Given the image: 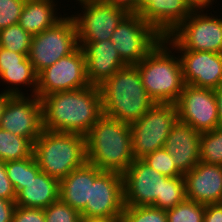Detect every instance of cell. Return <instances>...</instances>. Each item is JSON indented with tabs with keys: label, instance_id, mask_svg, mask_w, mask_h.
<instances>
[{
	"label": "cell",
	"instance_id": "cell-1",
	"mask_svg": "<svg viewBox=\"0 0 222 222\" xmlns=\"http://www.w3.org/2000/svg\"><path fill=\"white\" fill-rule=\"evenodd\" d=\"M43 129L86 135L103 114L99 86L61 91L41 98Z\"/></svg>",
	"mask_w": 222,
	"mask_h": 222
},
{
	"label": "cell",
	"instance_id": "cell-2",
	"mask_svg": "<svg viewBox=\"0 0 222 222\" xmlns=\"http://www.w3.org/2000/svg\"><path fill=\"white\" fill-rule=\"evenodd\" d=\"M86 160L101 171L124 174L135 160L130 125L102 114L85 135Z\"/></svg>",
	"mask_w": 222,
	"mask_h": 222
},
{
	"label": "cell",
	"instance_id": "cell-3",
	"mask_svg": "<svg viewBox=\"0 0 222 222\" xmlns=\"http://www.w3.org/2000/svg\"><path fill=\"white\" fill-rule=\"evenodd\" d=\"M103 114L131 124L141 118L155 102L142 84L136 65H126L99 86Z\"/></svg>",
	"mask_w": 222,
	"mask_h": 222
},
{
	"label": "cell",
	"instance_id": "cell-4",
	"mask_svg": "<svg viewBox=\"0 0 222 222\" xmlns=\"http://www.w3.org/2000/svg\"><path fill=\"white\" fill-rule=\"evenodd\" d=\"M173 51V47L162 38L136 64L142 84L155 103L175 104L185 86L179 55L176 57Z\"/></svg>",
	"mask_w": 222,
	"mask_h": 222
},
{
	"label": "cell",
	"instance_id": "cell-5",
	"mask_svg": "<svg viewBox=\"0 0 222 222\" xmlns=\"http://www.w3.org/2000/svg\"><path fill=\"white\" fill-rule=\"evenodd\" d=\"M33 154L40 170L60 181L87 161L85 136L43 129Z\"/></svg>",
	"mask_w": 222,
	"mask_h": 222
},
{
	"label": "cell",
	"instance_id": "cell-6",
	"mask_svg": "<svg viewBox=\"0 0 222 222\" xmlns=\"http://www.w3.org/2000/svg\"><path fill=\"white\" fill-rule=\"evenodd\" d=\"M77 47L75 20L72 15L62 16L53 26L32 36L28 58L38 74L60 58L72 53Z\"/></svg>",
	"mask_w": 222,
	"mask_h": 222
},
{
	"label": "cell",
	"instance_id": "cell-7",
	"mask_svg": "<svg viewBox=\"0 0 222 222\" xmlns=\"http://www.w3.org/2000/svg\"><path fill=\"white\" fill-rule=\"evenodd\" d=\"M177 120L175 104L155 103L141 118L129 124L134 159H143L155 150L164 148Z\"/></svg>",
	"mask_w": 222,
	"mask_h": 222
},
{
	"label": "cell",
	"instance_id": "cell-8",
	"mask_svg": "<svg viewBox=\"0 0 222 222\" xmlns=\"http://www.w3.org/2000/svg\"><path fill=\"white\" fill-rule=\"evenodd\" d=\"M203 11L193 10L164 38L173 49L222 53V18L207 15V11L206 14Z\"/></svg>",
	"mask_w": 222,
	"mask_h": 222
},
{
	"label": "cell",
	"instance_id": "cell-9",
	"mask_svg": "<svg viewBox=\"0 0 222 222\" xmlns=\"http://www.w3.org/2000/svg\"><path fill=\"white\" fill-rule=\"evenodd\" d=\"M162 38L140 14L128 13L118 24L110 40L127 65H136Z\"/></svg>",
	"mask_w": 222,
	"mask_h": 222
},
{
	"label": "cell",
	"instance_id": "cell-10",
	"mask_svg": "<svg viewBox=\"0 0 222 222\" xmlns=\"http://www.w3.org/2000/svg\"><path fill=\"white\" fill-rule=\"evenodd\" d=\"M89 85L85 55L78 46L72 53L38 73L36 96L41 99L52 93L82 89Z\"/></svg>",
	"mask_w": 222,
	"mask_h": 222
},
{
	"label": "cell",
	"instance_id": "cell-11",
	"mask_svg": "<svg viewBox=\"0 0 222 222\" xmlns=\"http://www.w3.org/2000/svg\"><path fill=\"white\" fill-rule=\"evenodd\" d=\"M175 106L178 120L192 126L200 133L212 131L220 126L213 89L185 84Z\"/></svg>",
	"mask_w": 222,
	"mask_h": 222
},
{
	"label": "cell",
	"instance_id": "cell-12",
	"mask_svg": "<svg viewBox=\"0 0 222 222\" xmlns=\"http://www.w3.org/2000/svg\"><path fill=\"white\" fill-rule=\"evenodd\" d=\"M82 14L72 15L78 36V46L83 43L110 40L113 32L128 12L106 2L81 5Z\"/></svg>",
	"mask_w": 222,
	"mask_h": 222
},
{
	"label": "cell",
	"instance_id": "cell-13",
	"mask_svg": "<svg viewBox=\"0 0 222 222\" xmlns=\"http://www.w3.org/2000/svg\"><path fill=\"white\" fill-rule=\"evenodd\" d=\"M0 128L34 143L43 131L41 99L36 95L11 96L3 109Z\"/></svg>",
	"mask_w": 222,
	"mask_h": 222
},
{
	"label": "cell",
	"instance_id": "cell-14",
	"mask_svg": "<svg viewBox=\"0 0 222 222\" xmlns=\"http://www.w3.org/2000/svg\"><path fill=\"white\" fill-rule=\"evenodd\" d=\"M123 176L124 205L151 206L162 199L163 176L142 159H135Z\"/></svg>",
	"mask_w": 222,
	"mask_h": 222
},
{
	"label": "cell",
	"instance_id": "cell-15",
	"mask_svg": "<svg viewBox=\"0 0 222 222\" xmlns=\"http://www.w3.org/2000/svg\"><path fill=\"white\" fill-rule=\"evenodd\" d=\"M123 176L103 171L91 184L90 202L81 217H109L121 215L124 209Z\"/></svg>",
	"mask_w": 222,
	"mask_h": 222
},
{
	"label": "cell",
	"instance_id": "cell-16",
	"mask_svg": "<svg viewBox=\"0 0 222 222\" xmlns=\"http://www.w3.org/2000/svg\"><path fill=\"white\" fill-rule=\"evenodd\" d=\"M174 50L180 53L185 84L213 90L222 84V53Z\"/></svg>",
	"mask_w": 222,
	"mask_h": 222
},
{
	"label": "cell",
	"instance_id": "cell-17",
	"mask_svg": "<svg viewBox=\"0 0 222 222\" xmlns=\"http://www.w3.org/2000/svg\"><path fill=\"white\" fill-rule=\"evenodd\" d=\"M183 177L187 199L205 205L222 203V165L200 161Z\"/></svg>",
	"mask_w": 222,
	"mask_h": 222
},
{
	"label": "cell",
	"instance_id": "cell-18",
	"mask_svg": "<svg viewBox=\"0 0 222 222\" xmlns=\"http://www.w3.org/2000/svg\"><path fill=\"white\" fill-rule=\"evenodd\" d=\"M193 10L185 0H141L138 14L163 38L170 35Z\"/></svg>",
	"mask_w": 222,
	"mask_h": 222
},
{
	"label": "cell",
	"instance_id": "cell-19",
	"mask_svg": "<svg viewBox=\"0 0 222 222\" xmlns=\"http://www.w3.org/2000/svg\"><path fill=\"white\" fill-rule=\"evenodd\" d=\"M86 77L90 85L100 86L127 64L121 59L111 40L83 43Z\"/></svg>",
	"mask_w": 222,
	"mask_h": 222
},
{
	"label": "cell",
	"instance_id": "cell-20",
	"mask_svg": "<svg viewBox=\"0 0 222 222\" xmlns=\"http://www.w3.org/2000/svg\"><path fill=\"white\" fill-rule=\"evenodd\" d=\"M200 135L192 126L177 120L166 139L164 148L183 175L200 162Z\"/></svg>",
	"mask_w": 222,
	"mask_h": 222
},
{
	"label": "cell",
	"instance_id": "cell-21",
	"mask_svg": "<svg viewBox=\"0 0 222 222\" xmlns=\"http://www.w3.org/2000/svg\"><path fill=\"white\" fill-rule=\"evenodd\" d=\"M59 199V180L42 172L32 155V177L16 194V206L45 209Z\"/></svg>",
	"mask_w": 222,
	"mask_h": 222
},
{
	"label": "cell",
	"instance_id": "cell-22",
	"mask_svg": "<svg viewBox=\"0 0 222 222\" xmlns=\"http://www.w3.org/2000/svg\"><path fill=\"white\" fill-rule=\"evenodd\" d=\"M102 172L86 161L59 181V198L81 213L90 202L91 184Z\"/></svg>",
	"mask_w": 222,
	"mask_h": 222
},
{
	"label": "cell",
	"instance_id": "cell-23",
	"mask_svg": "<svg viewBox=\"0 0 222 222\" xmlns=\"http://www.w3.org/2000/svg\"><path fill=\"white\" fill-rule=\"evenodd\" d=\"M55 0H26L18 24L32 36L58 22Z\"/></svg>",
	"mask_w": 222,
	"mask_h": 222
},
{
	"label": "cell",
	"instance_id": "cell-24",
	"mask_svg": "<svg viewBox=\"0 0 222 222\" xmlns=\"http://www.w3.org/2000/svg\"><path fill=\"white\" fill-rule=\"evenodd\" d=\"M37 75L28 56L21 62V66L0 67V80L11 85L8 86V89L1 92L8 93L12 96L25 95L18 87L20 85H26L27 87L32 86L33 89H30L31 91L33 90L31 95H36Z\"/></svg>",
	"mask_w": 222,
	"mask_h": 222
},
{
	"label": "cell",
	"instance_id": "cell-25",
	"mask_svg": "<svg viewBox=\"0 0 222 222\" xmlns=\"http://www.w3.org/2000/svg\"><path fill=\"white\" fill-rule=\"evenodd\" d=\"M34 143L22 136L0 128V160L9 162L33 155Z\"/></svg>",
	"mask_w": 222,
	"mask_h": 222
},
{
	"label": "cell",
	"instance_id": "cell-26",
	"mask_svg": "<svg viewBox=\"0 0 222 222\" xmlns=\"http://www.w3.org/2000/svg\"><path fill=\"white\" fill-rule=\"evenodd\" d=\"M199 150L201 162L222 165V127L201 133Z\"/></svg>",
	"mask_w": 222,
	"mask_h": 222
},
{
	"label": "cell",
	"instance_id": "cell-27",
	"mask_svg": "<svg viewBox=\"0 0 222 222\" xmlns=\"http://www.w3.org/2000/svg\"><path fill=\"white\" fill-rule=\"evenodd\" d=\"M32 35L18 23L0 30V47L28 56Z\"/></svg>",
	"mask_w": 222,
	"mask_h": 222
},
{
	"label": "cell",
	"instance_id": "cell-28",
	"mask_svg": "<svg viewBox=\"0 0 222 222\" xmlns=\"http://www.w3.org/2000/svg\"><path fill=\"white\" fill-rule=\"evenodd\" d=\"M186 198L183 176L163 178L162 199H157L154 207L168 210L180 204Z\"/></svg>",
	"mask_w": 222,
	"mask_h": 222
},
{
	"label": "cell",
	"instance_id": "cell-29",
	"mask_svg": "<svg viewBox=\"0 0 222 222\" xmlns=\"http://www.w3.org/2000/svg\"><path fill=\"white\" fill-rule=\"evenodd\" d=\"M205 204L185 198L174 208L166 210L168 222H203Z\"/></svg>",
	"mask_w": 222,
	"mask_h": 222
},
{
	"label": "cell",
	"instance_id": "cell-30",
	"mask_svg": "<svg viewBox=\"0 0 222 222\" xmlns=\"http://www.w3.org/2000/svg\"><path fill=\"white\" fill-rule=\"evenodd\" d=\"M122 222H168L166 210L154 206H124Z\"/></svg>",
	"mask_w": 222,
	"mask_h": 222
},
{
	"label": "cell",
	"instance_id": "cell-31",
	"mask_svg": "<svg viewBox=\"0 0 222 222\" xmlns=\"http://www.w3.org/2000/svg\"><path fill=\"white\" fill-rule=\"evenodd\" d=\"M5 168L7 176L17 194L32 177V156L6 162Z\"/></svg>",
	"mask_w": 222,
	"mask_h": 222
},
{
	"label": "cell",
	"instance_id": "cell-32",
	"mask_svg": "<svg viewBox=\"0 0 222 222\" xmlns=\"http://www.w3.org/2000/svg\"><path fill=\"white\" fill-rule=\"evenodd\" d=\"M151 168L166 177L183 176L176 168L173 156L165 148L155 150L142 159Z\"/></svg>",
	"mask_w": 222,
	"mask_h": 222
},
{
	"label": "cell",
	"instance_id": "cell-33",
	"mask_svg": "<svg viewBox=\"0 0 222 222\" xmlns=\"http://www.w3.org/2000/svg\"><path fill=\"white\" fill-rule=\"evenodd\" d=\"M46 222H81V214L60 198L44 209Z\"/></svg>",
	"mask_w": 222,
	"mask_h": 222
},
{
	"label": "cell",
	"instance_id": "cell-34",
	"mask_svg": "<svg viewBox=\"0 0 222 222\" xmlns=\"http://www.w3.org/2000/svg\"><path fill=\"white\" fill-rule=\"evenodd\" d=\"M26 0H0V30L17 24Z\"/></svg>",
	"mask_w": 222,
	"mask_h": 222
},
{
	"label": "cell",
	"instance_id": "cell-35",
	"mask_svg": "<svg viewBox=\"0 0 222 222\" xmlns=\"http://www.w3.org/2000/svg\"><path fill=\"white\" fill-rule=\"evenodd\" d=\"M12 222H46L44 209L16 206Z\"/></svg>",
	"mask_w": 222,
	"mask_h": 222
},
{
	"label": "cell",
	"instance_id": "cell-36",
	"mask_svg": "<svg viewBox=\"0 0 222 222\" xmlns=\"http://www.w3.org/2000/svg\"><path fill=\"white\" fill-rule=\"evenodd\" d=\"M0 198L16 200V192L9 180L5 168V162L0 160Z\"/></svg>",
	"mask_w": 222,
	"mask_h": 222
},
{
	"label": "cell",
	"instance_id": "cell-37",
	"mask_svg": "<svg viewBox=\"0 0 222 222\" xmlns=\"http://www.w3.org/2000/svg\"><path fill=\"white\" fill-rule=\"evenodd\" d=\"M26 57L25 54L16 53L0 47V67L21 66V62Z\"/></svg>",
	"mask_w": 222,
	"mask_h": 222
},
{
	"label": "cell",
	"instance_id": "cell-38",
	"mask_svg": "<svg viewBox=\"0 0 222 222\" xmlns=\"http://www.w3.org/2000/svg\"><path fill=\"white\" fill-rule=\"evenodd\" d=\"M203 222H222V203L206 204Z\"/></svg>",
	"mask_w": 222,
	"mask_h": 222
},
{
	"label": "cell",
	"instance_id": "cell-39",
	"mask_svg": "<svg viewBox=\"0 0 222 222\" xmlns=\"http://www.w3.org/2000/svg\"><path fill=\"white\" fill-rule=\"evenodd\" d=\"M15 208V200L0 198V222H12Z\"/></svg>",
	"mask_w": 222,
	"mask_h": 222
},
{
	"label": "cell",
	"instance_id": "cell-40",
	"mask_svg": "<svg viewBox=\"0 0 222 222\" xmlns=\"http://www.w3.org/2000/svg\"><path fill=\"white\" fill-rule=\"evenodd\" d=\"M141 0H104L113 6L125 9L128 13H138V6Z\"/></svg>",
	"mask_w": 222,
	"mask_h": 222
},
{
	"label": "cell",
	"instance_id": "cell-41",
	"mask_svg": "<svg viewBox=\"0 0 222 222\" xmlns=\"http://www.w3.org/2000/svg\"><path fill=\"white\" fill-rule=\"evenodd\" d=\"M214 1L215 0H185L192 10H205L210 7Z\"/></svg>",
	"mask_w": 222,
	"mask_h": 222
},
{
	"label": "cell",
	"instance_id": "cell-42",
	"mask_svg": "<svg viewBox=\"0 0 222 222\" xmlns=\"http://www.w3.org/2000/svg\"><path fill=\"white\" fill-rule=\"evenodd\" d=\"M81 222H122L121 215L109 217H81Z\"/></svg>",
	"mask_w": 222,
	"mask_h": 222
},
{
	"label": "cell",
	"instance_id": "cell-43",
	"mask_svg": "<svg viewBox=\"0 0 222 222\" xmlns=\"http://www.w3.org/2000/svg\"><path fill=\"white\" fill-rule=\"evenodd\" d=\"M214 93L217 100V106H218V115H219V124L220 127H222V84L214 89Z\"/></svg>",
	"mask_w": 222,
	"mask_h": 222
},
{
	"label": "cell",
	"instance_id": "cell-44",
	"mask_svg": "<svg viewBox=\"0 0 222 222\" xmlns=\"http://www.w3.org/2000/svg\"><path fill=\"white\" fill-rule=\"evenodd\" d=\"M12 95L5 93V92H1L0 93V118L3 112V109L8 101V99L11 97Z\"/></svg>",
	"mask_w": 222,
	"mask_h": 222
},
{
	"label": "cell",
	"instance_id": "cell-45",
	"mask_svg": "<svg viewBox=\"0 0 222 222\" xmlns=\"http://www.w3.org/2000/svg\"><path fill=\"white\" fill-rule=\"evenodd\" d=\"M80 2V5L88 4V3H96V2H104V0H77Z\"/></svg>",
	"mask_w": 222,
	"mask_h": 222
}]
</instances>
